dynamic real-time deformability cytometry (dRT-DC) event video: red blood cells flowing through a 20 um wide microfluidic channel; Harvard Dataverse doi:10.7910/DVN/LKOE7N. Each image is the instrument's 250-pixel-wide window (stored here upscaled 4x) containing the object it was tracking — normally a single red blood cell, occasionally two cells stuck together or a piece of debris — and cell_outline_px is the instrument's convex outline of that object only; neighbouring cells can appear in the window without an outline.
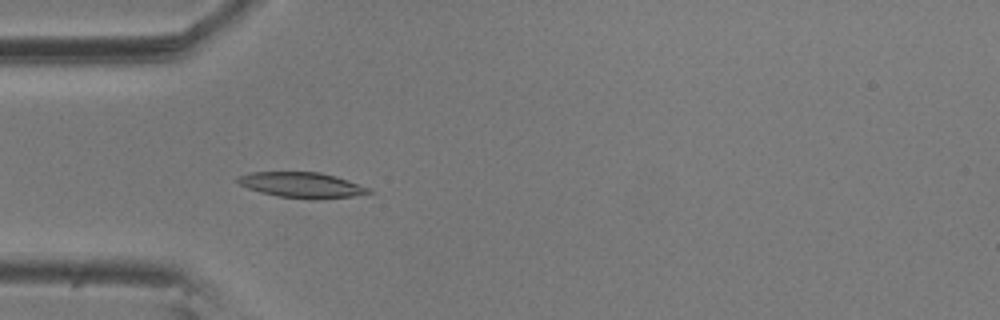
{"species": "common noctule bat (a hibernating species)", "species_latin": "Nyctalus noctula", "temperature_condition": "room temperature", "stored_images_in_passage": 57, "camera_frame_rate_fps": 3000, "um_per_image_px": 0.085, "animal": {"sex": "male", "body_mass_g": 20.5, "forearm_length_mm": 52.5}, "frame": {"image": 1, "passage_image": 17, "time_ms": 5.333, "image_size_px": [1000, 320], "cell_outline_px": [[372, 192], [352, 196], [320, 200], [312, 200], [276, 196], [260, 192], [248, 188], [240, 184], [236, 180], [236, 176], [252, 172], [320, 172], [336, 176], [368, 188]], "centroid_in_image_um": [25.61, 15.73], "position_along_channel_um": 59.4, "area_um2": 19.48}}
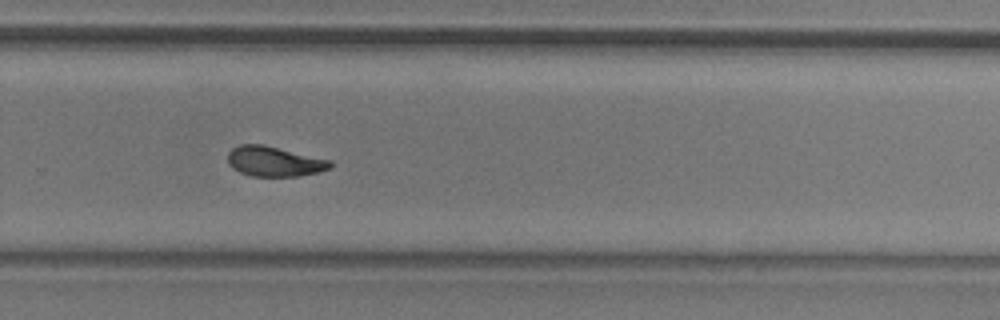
{"frame": {"image": 2, "passage_image": 38, "time_ms": 12.333, "image_size_px": [1000, 320], "cell_outline_px": [[332, 168], [300, 176], [248, 176], [232, 168], [228, 164], [228, 152], [232, 148], [240, 144], [264, 144], [332, 160]], "centroid_in_image_um": [23.31, 13.71], "position_along_channel_um": 306.5, "area_um2": 18.15}}
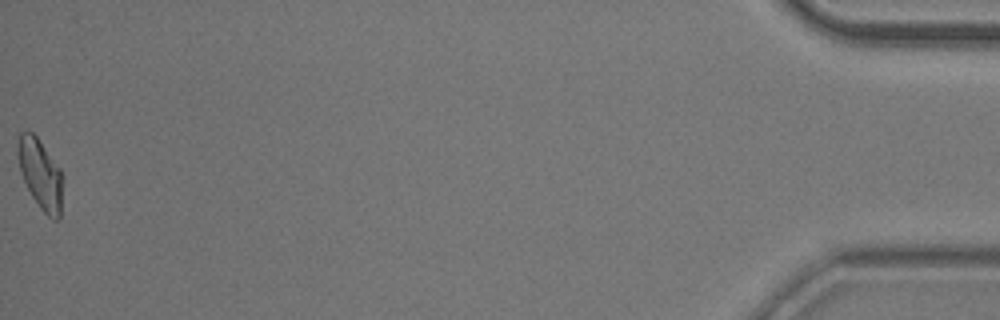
{"frame": {"image": 3, "passage_image": 57, "time_ms": 18.667, "image_size_px": [1000, 320], "cell_outline_px": [[64, 176], [60, 216], [56, 220], [52, 220], [40, 208], [32, 196], [20, 172], [16, 152], [16, 148], [20, 132], [32, 132], [36, 136], [60, 168]], "centroid_in_image_um": [3.45, 14.8], "position_along_channel_um": 431.8, "area_um2": 18.5}, "authors_computed_cell_mechanics": {"area_um2": 18.3804, "velocity_mm_per_s": 3.5571, "shape_relaxation_time_tau1_ms": 4.9732, "shape_relaxation_time_tau2_ms": 2.8967, "deformation_change_tau1": 0.1541, "deformation_change_tau2": 0.0848}}